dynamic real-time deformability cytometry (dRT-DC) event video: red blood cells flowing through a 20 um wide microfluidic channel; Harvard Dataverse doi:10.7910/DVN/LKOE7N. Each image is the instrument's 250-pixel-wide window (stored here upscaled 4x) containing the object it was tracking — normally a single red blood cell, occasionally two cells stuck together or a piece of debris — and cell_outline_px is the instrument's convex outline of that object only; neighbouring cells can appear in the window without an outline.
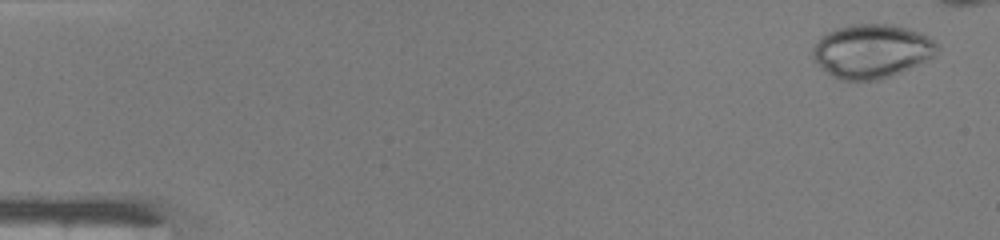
{"species": "common noctule bat (a hibernating species)", "species_latin": "Nyctalus noctula", "temperature_condition": "warm", "stored_images_in_passage": 41, "camera_frame_rate_fps": 3000, "um_per_image_px": 0.085, "animal": {"sex": "male", "body_mass_g": 19.0, "forearm_length_mm": 50.8}, "frame": {"image": 1, "passage_image": 2, "time_ms": 0.333, "image_size_px": [1000, 240], "cell_outline_px": [[940, 48], [932, 56], [892, 76], [880, 80], [840, 80], [832, 76], [812, 56], [812, 48], [828, 32], [840, 28], [856, 24], [892, 24], [920, 32], [928, 36]], "centroid_in_image_um": [74.11, 4.35], "position_along_channel_um": 10.9, "area_um2": 38.26}}
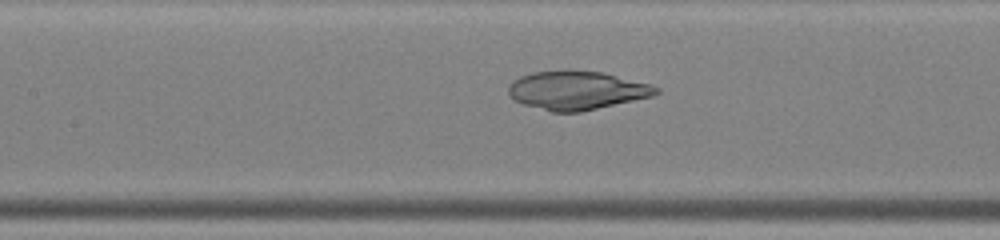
{"frame": {"image": 2, "passage_image": 22, "time_ms": 7.0, "image_size_px": [1000, 240], "cell_outline_px": [[660, 92], [652, 96], [580, 112], [552, 112], [524, 104], [516, 100], [508, 92], [508, 88], [512, 80], [520, 76], [532, 72], [564, 68], [568, 68], [600, 72], [652, 84], [660, 88]], "centroid_in_image_um": [49.02, 7.65], "position_along_channel_um": 158.4, "area_um2": 33.52}}
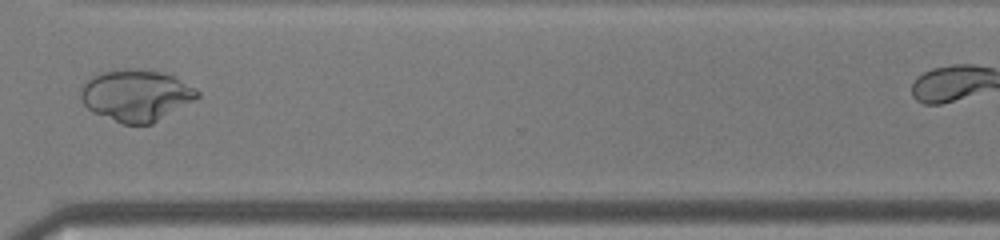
{"frame": {"image": 3, "passage_image": 36, "time_ms": 11.667, "image_size_px": [1000, 240], "cell_outline_px": [[200, 96], [152, 124], [124, 124], [92, 112], [84, 104], [80, 96], [80, 88], [92, 76], [100, 72], [124, 68], [128, 68], [160, 72], [176, 76], [196, 88], [200, 92]], "centroid_in_image_um": [11.57, 8.09], "position_along_channel_um": 359.0, "area_um2": 34.97}}